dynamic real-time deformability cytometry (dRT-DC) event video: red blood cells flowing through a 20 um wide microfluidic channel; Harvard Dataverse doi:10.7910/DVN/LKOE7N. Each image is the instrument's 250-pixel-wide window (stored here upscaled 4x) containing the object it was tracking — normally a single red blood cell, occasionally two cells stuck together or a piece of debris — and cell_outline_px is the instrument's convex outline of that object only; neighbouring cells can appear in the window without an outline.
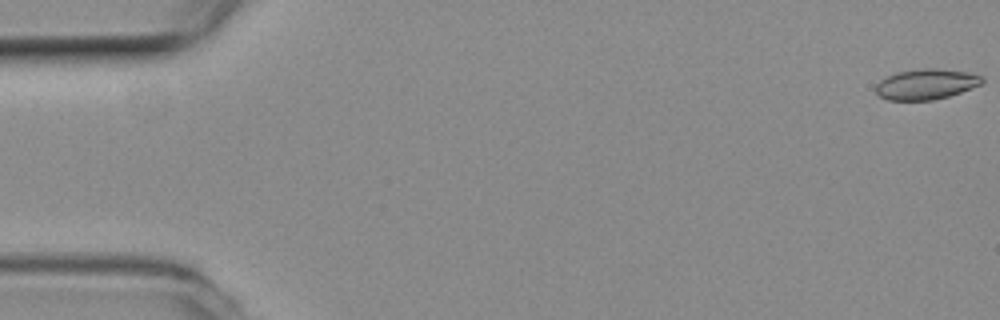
{"species": "common noctule bat (a hibernating species)", "species_latin": "Nyctalus noctula", "temperature_condition": "room temperature", "stored_images_in_passage": 48, "camera_frame_rate_fps": 3000, "um_per_image_px": 0.085, "animal": {"sex": "female", "body_mass_g": 19.3, "forearm_length_mm": 54.1}, "frame": {"image": 1, "passage_image": 1, "time_ms": 0.0, "image_size_px": [1000, 320], "cell_outline_px": [[984, 84], [948, 96], [932, 100], [888, 100], [880, 96], [876, 92], [876, 84], [880, 80], [896, 72], [920, 68], [936, 68], [968, 72], [984, 76]], "centroid_in_image_um": [78.75, 7.14], "position_along_channel_um": 6.2, "area_um2": 19.02}}
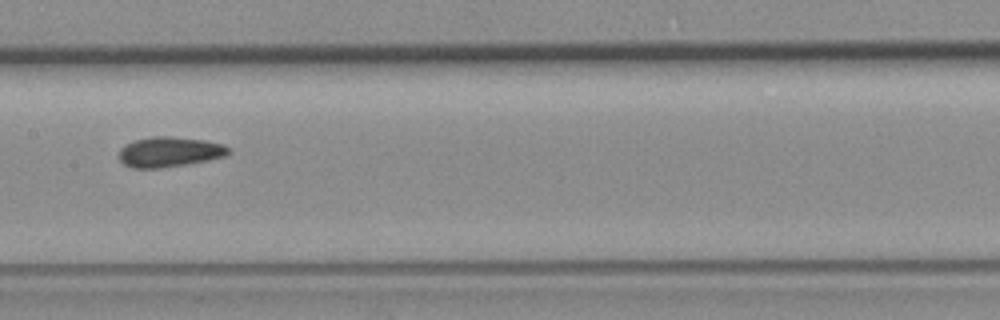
{"frame": {"image": 2, "passage_image": 27, "time_ms": 8.667, "image_size_px": [1000, 320], "cell_outline_px": [[228, 152], [224, 156], [208, 160], [160, 168], [132, 168], [124, 164], [120, 160], [120, 148], [136, 140], [152, 136], [168, 136], [204, 140], [224, 144], [228, 148]], "centroid_in_image_um": [14.39, 12.91], "position_along_channel_um": 193.0, "area_um2": 18.9}}
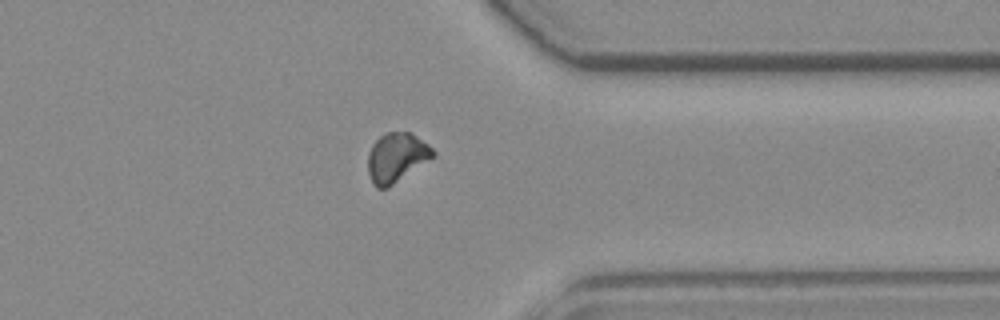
{"frame": {"image": 3, "passage_image": 42, "time_ms": 13.667, "image_size_px": [1000, 320], "cell_outline_px": [[436, 152], [432, 156], [388, 188], [376, 188], [368, 172], [368, 152], [372, 144], [384, 132], [408, 132], [416, 136], [428, 144]], "centroid_in_image_um": [33.66, 13.37], "position_along_channel_um": 377.7, "area_um2": 18.26}}